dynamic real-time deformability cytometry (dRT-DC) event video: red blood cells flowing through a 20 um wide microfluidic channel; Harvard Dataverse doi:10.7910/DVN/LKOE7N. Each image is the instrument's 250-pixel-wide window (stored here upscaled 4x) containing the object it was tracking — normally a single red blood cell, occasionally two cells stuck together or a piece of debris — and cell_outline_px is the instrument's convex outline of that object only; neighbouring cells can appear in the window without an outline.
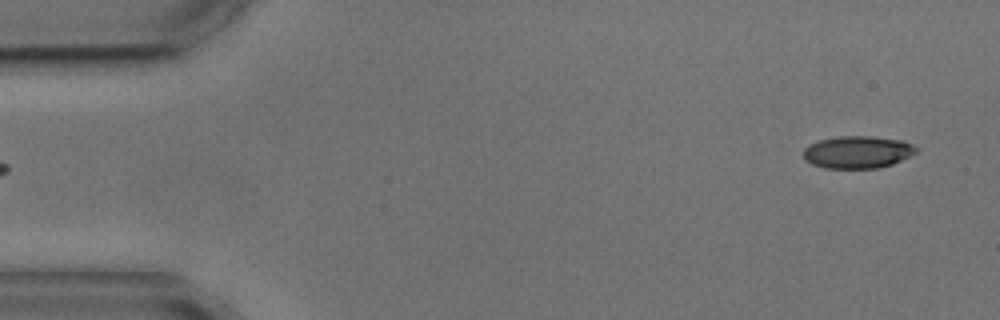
{"species": "common noctule bat (a hibernating species)", "species_latin": "Nyctalus noctula", "temperature_condition": "cold", "stored_images_in_passage": 6, "segment_of_instrument_passage": [2, 2], "camera_frame_rate_fps": 3000, "um_per_image_px": 0.085, "animal": {"sex": "male", "body_mass_g": 17.9, "forearm_length_mm": 54.2}, "frame": {"image": 1, "passage_image": 6, "time_ms": 6.0, "image_size_px": [1000, 320], "cell_outline_px": [[920, 148], [916, 152], [892, 164], [876, 168], [824, 168], [812, 164], [804, 156], [804, 148], [808, 144], [820, 140], [836, 136], [872, 136], [904, 140]], "centroid_in_image_um": [72.91, 12.91], "position_along_channel_um": 12.1, "area_um2": 21.27}}